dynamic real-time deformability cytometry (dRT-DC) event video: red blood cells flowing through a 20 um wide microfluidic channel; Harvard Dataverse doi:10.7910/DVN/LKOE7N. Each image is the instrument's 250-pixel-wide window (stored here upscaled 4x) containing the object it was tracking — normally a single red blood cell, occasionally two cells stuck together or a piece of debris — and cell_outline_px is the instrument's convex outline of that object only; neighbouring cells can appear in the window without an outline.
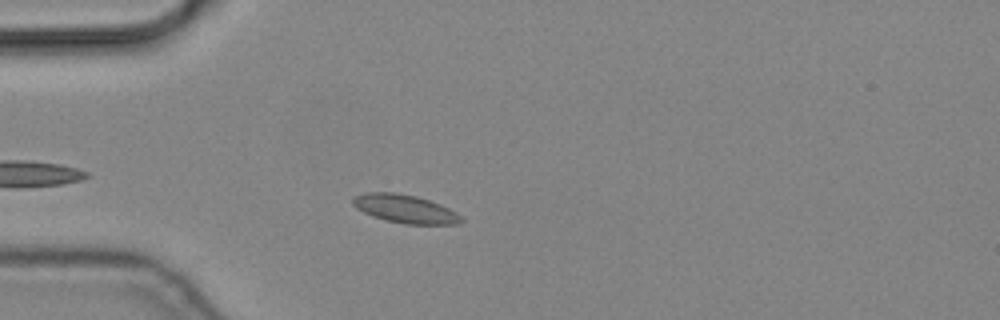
{"species": "common noctule bat (a hibernating species)", "species_latin": "Nyctalus noctula", "temperature_condition": "cold", "stored_images_in_passage": 4, "camera_frame_rate_fps": 3000, "um_per_image_px": 0.085, "animal": {"sex": "male", "body_mass_g": 19.2, "forearm_length_mm": 51.8}, "frame": {"image": 1, "passage_image": 4, "time_ms": 1.0, "image_size_px": [1000, 320], "cell_outline_px": [[464, 220], [460, 224], [404, 224], [384, 220], [372, 216], [356, 208], [352, 204], [352, 196], [368, 192], [396, 192], [416, 196], [440, 204], [456, 212]], "centroid_in_image_um": [34.4, 17.75], "position_along_channel_um": 50.6, "area_um2": 17.98}}